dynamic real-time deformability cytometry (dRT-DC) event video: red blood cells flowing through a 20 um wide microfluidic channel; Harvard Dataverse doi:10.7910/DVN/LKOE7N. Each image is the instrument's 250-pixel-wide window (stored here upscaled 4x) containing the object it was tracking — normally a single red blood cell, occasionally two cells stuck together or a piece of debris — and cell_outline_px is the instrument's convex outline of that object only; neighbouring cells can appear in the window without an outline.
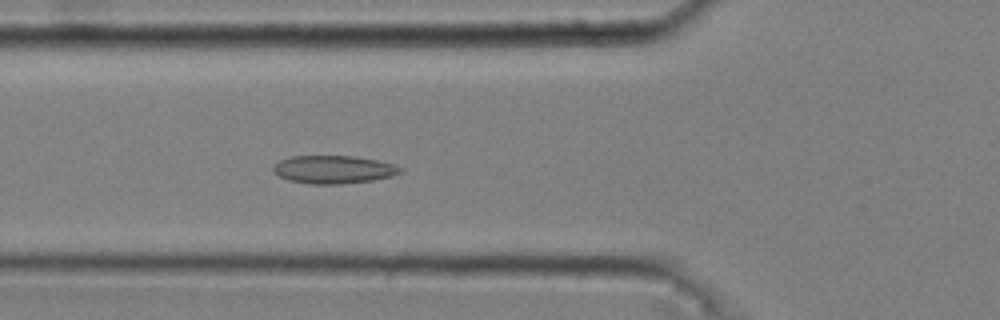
{"species": "common noctule bat (a hibernating species)", "species_latin": "Nyctalus noctula", "temperature_condition": "cold", "stored_images_in_passage": 51, "camera_frame_rate_fps": 3000, "um_per_image_px": 0.085, "animal": {"sex": "male", "body_mass_g": 20.4}, "frame": {"image": 1, "passage_image": 18, "time_ms": 5.667, "image_size_px": [1000, 320], "cell_outline_px": [[404, 172], [392, 176], [372, 180], [340, 184], [308, 184], [288, 180], [272, 172], [272, 168], [280, 160], [292, 156], [352, 156], [376, 160], [396, 164], [404, 168]], "centroid_in_image_um": [28.38, 14.41], "position_along_channel_um": 97.4, "area_um2": 20.87}}
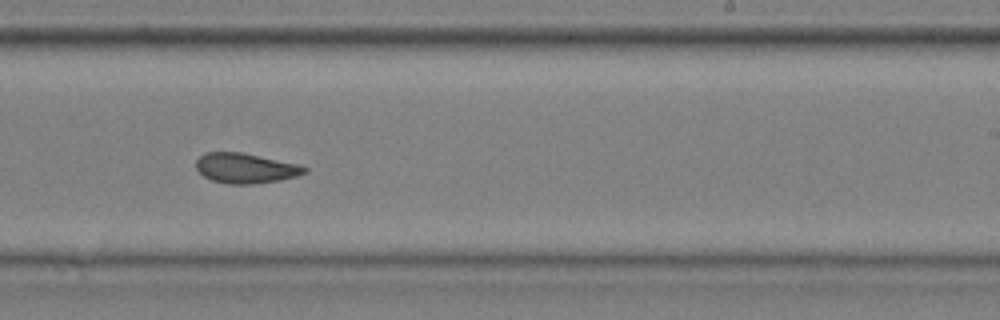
{"frame": {"image": 2, "passage_image": 32, "time_ms": 10.333, "image_size_px": [1000, 320], "cell_outline_px": [[308, 172], [296, 176], [280, 180], [252, 184], [228, 184], [212, 180], [204, 176], [196, 168], [196, 160], [204, 152], [240, 152], [300, 164], [308, 168]], "centroid_in_image_um": [20.88, 14.29], "position_along_channel_um": 268.1, "area_um2": 19.02}}
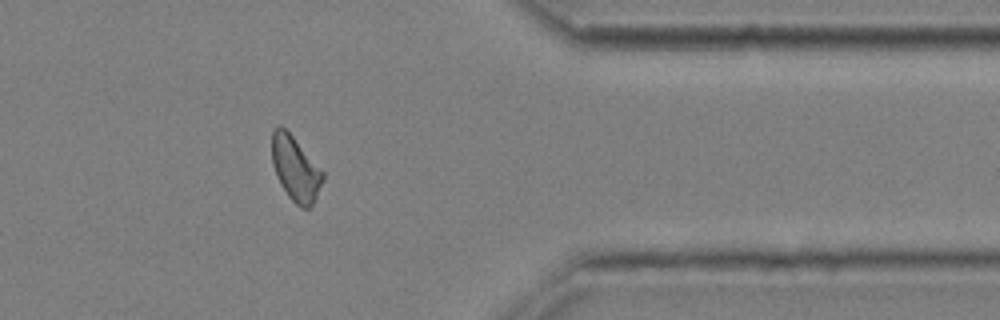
{"frame": {"image": 3, "passage_image": 43, "time_ms": 14.0, "image_size_px": [1000, 320], "cell_outline_px": [[324, 180], [312, 208], [300, 208], [288, 196], [280, 184], [276, 176], [272, 164], [272, 132], [280, 124], [292, 136], [324, 172]], "centroid_in_image_um": [25.12, 14.39], "position_along_channel_um": 386.3, "area_um2": 19.19}, "authors_computed_cell_mechanics": {"area_um2": 19.5364, "velocity_mm_per_s": 3.6589, "shape_relaxation_time_tau1_ms": null, "shape_relaxation_time_tau2_ms": 3.0339, "deformation_change_tau1": null, "deformation_change_tau2": 0.0753}}